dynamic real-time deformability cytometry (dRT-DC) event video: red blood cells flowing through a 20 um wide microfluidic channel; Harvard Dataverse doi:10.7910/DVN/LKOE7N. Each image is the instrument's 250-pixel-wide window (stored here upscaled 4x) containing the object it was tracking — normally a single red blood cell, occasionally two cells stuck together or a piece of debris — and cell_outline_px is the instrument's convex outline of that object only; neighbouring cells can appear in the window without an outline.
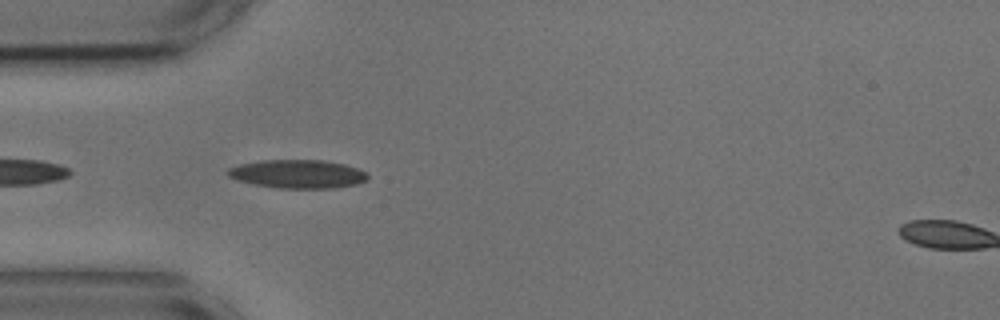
{"species": "common noctule bat (a hibernating species)", "species_latin": "Nyctalus noctula", "temperature_condition": "cold", "stored_images_in_passage": 3, "camera_frame_rate_fps": 3000, "um_per_image_px": 0.085, "animal": {"sex": "male", "body_mass_g": 17.9, "forearm_length_mm": 54.2}, "frame": {"image": 1, "passage_image": 1, "time_ms": 0.0, "image_size_px": [1000, 320], "cell_outline_px": [[368, 180], [356, 184], [336, 188], [276, 188], [236, 180], [228, 176], [228, 168], [240, 164], [260, 160], [324, 160], [344, 164], [368, 172]], "centroid_in_image_um": [25.33, 14.79], "position_along_channel_um": 59.7, "area_um2": 23.29}}